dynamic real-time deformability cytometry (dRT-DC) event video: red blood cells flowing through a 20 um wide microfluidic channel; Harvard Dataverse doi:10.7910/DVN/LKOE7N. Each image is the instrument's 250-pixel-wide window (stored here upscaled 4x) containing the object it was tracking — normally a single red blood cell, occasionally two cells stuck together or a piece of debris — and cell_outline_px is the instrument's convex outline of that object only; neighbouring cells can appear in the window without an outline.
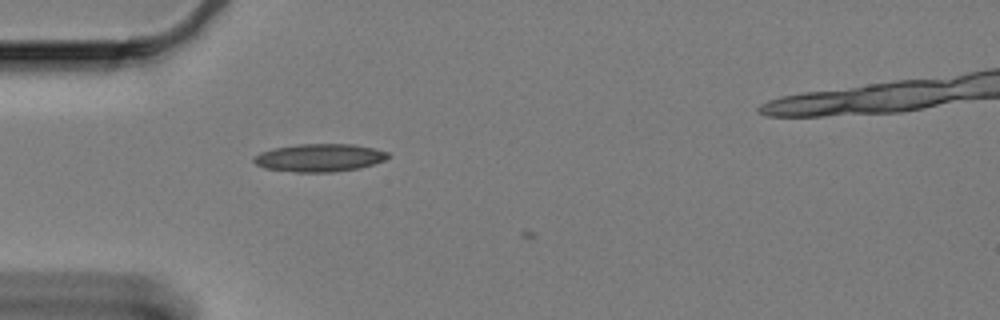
{"species": "Egyptian fruit bat (a non-hibernating species)", "species_latin": "Rousettus aegyptiacus", "temperature_condition": "cold", "stored_images_in_passage": 2, "camera_frame_rate_fps": 3000, "um_per_image_px": 0.085, "animal": {"sex": "female"}, "frame": {"image": 1, "passage_image": 1, "time_ms": 0.0, "image_size_px": [1000, 320], "cell_outline_px": [[388, 156], [384, 160], [372, 164], [356, 168], [332, 172], [296, 172], [264, 168], [256, 164], [252, 160], [260, 152], [272, 148], [300, 144], [352, 144], [372, 148], [388, 152]], "centroid_in_image_um": [27.11, 13.4], "position_along_channel_um": 57.9, "area_um2": 21.5}}